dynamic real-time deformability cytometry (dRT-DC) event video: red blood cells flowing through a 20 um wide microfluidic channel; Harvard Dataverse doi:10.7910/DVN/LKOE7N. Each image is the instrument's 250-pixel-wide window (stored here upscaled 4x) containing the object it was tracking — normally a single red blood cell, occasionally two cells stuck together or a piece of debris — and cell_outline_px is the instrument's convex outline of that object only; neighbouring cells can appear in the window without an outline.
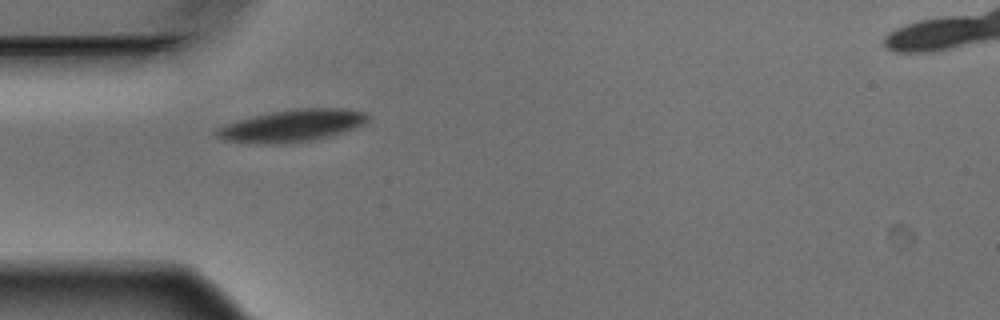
{"species": "Egyptian fruit bat (a non-hibernating species)", "species_latin": "Rousettus aegyptiacus", "temperature_condition": "warm", "stored_images_in_passage": 7, "camera_frame_rate_fps": 3000, "um_per_image_px": 0.085, "animal": {"sex": "male"}, "frame": {"image": 1, "passage_image": 1, "time_ms": 0.0, "image_size_px": [1000, 320], "cell_outline_px": [[368, 120], [364, 124], [356, 128], [328, 136], [308, 140], [284, 144], [256, 144], [224, 140], [216, 136], [212, 132], [216, 128], [224, 124], [236, 120], [252, 116], [272, 112], [300, 108], [344, 108], [368, 112]], "centroid_in_image_um": [24.78, 10.68], "position_along_channel_um": 60.2, "area_um2": 28.5}}
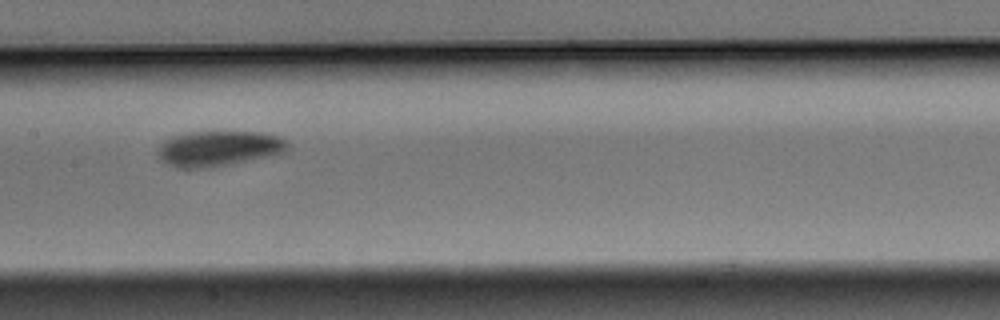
{"frame": {"image": 2, "passage_image": 4, "time_ms": 1.0, "image_size_px": [1000, 320], "cell_outline_px": [[288, 148], [284, 152], [204, 168], [176, 168], [160, 160], [160, 144], [164, 140], [172, 136], [188, 132], [264, 132], [288, 140]], "centroid_in_image_um": [18.55, 12.6], "position_along_channel_um": 188.8, "area_um2": 26.13}}
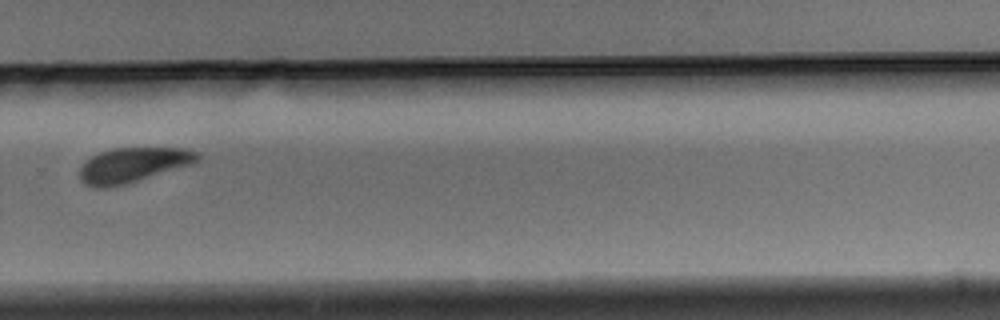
{"frame": {"image": 3, "passage_image": 7, "time_ms": 2.0, "image_size_px": [1000, 320], "cell_outline_px": [[200, 160], [192, 164], [124, 184], [108, 188], [92, 188], [84, 184], [80, 180], [80, 168], [92, 156], [100, 152], [112, 148], [188, 148], [196, 152], [200, 156]], "centroid_in_image_um": [11.29, 14.02], "position_along_channel_um": 318.5, "area_um2": 23.76}}